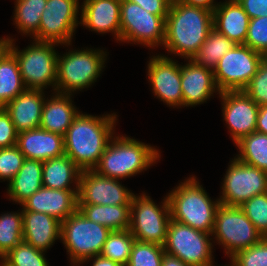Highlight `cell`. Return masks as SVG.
<instances>
[{
    "instance_id": "cell-27",
    "label": "cell",
    "mask_w": 267,
    "mask_h": 266,
    "mask_svg": "<svg viewBox=\"0 0 267 266\" xmlns=\"http://www.w3.org/2000/svg\"><path fill=\"white\" fill-rule=\"evenodd\" d=\"M43 162L25 159L18 173L8 184L9 198L22 204L42 187Z\"/></svg>"
},
{
    "instance_id": "cell-44",
    "label": "cell",
    "mask_w": 267,
    "mask_h": 266,
    "mask_svg": "<svg viewBox=\"0 0 267 266\" xmlns=\"http://www.w3.org/2000/svg\"><path fill=\"white\" fill-rule=\"evenodd\" d=\"M250 19L267 16V0H237Z\"/></svg>"
},
{
    "instance_id": "cell-3",
    "label": "cell",
    "mask_w": 267,
    "mask_h": 266,
    "mask_svg": "<svg viewBox=\"0 0 267 266\" xmlns=\"http://www.w3.org/2000/svg\"><path fill=\"white\" fill-rule=\"evenodd\" d=\"M159 157V151L150 145L130 137L115 136L108 142L93 170L100 175L119 180L146 170Z\"/></svg>"
},
{
    "instance_id": "cell-10",
    "label": "cell",
    "mask_w": 267,
    "mask_h": 266,
    "mask_svg": "<svg viewBox=\"0 0 267 266\" xmlns=\"http://www.w3.org/2000/svg\"><path fill=\"white\" fill-rule=\"evenodd\" d=\"M161 203L158 207L145 193L134 194L129 230L137 241L164 245L171 214L168 198Z\"/></svg>"
},
{
    "instance_id": "cell-42",
    "label": "cell",
    "mask_w": 267,
    "mask_h": 266,
    "mask_svg": "<svg viewBox=\"0 0 267 266\" xmlns=\"http://www.w3.org/2000/svg\"><path fill=\"white\" fill-rule=\"evenodd\" d=\"M18 133L10 114L4 107H0V148L11 147L17 144Z\"/></svg>"
},
{
    "instance_id": "cell-34",
    "label": "cell",
    "mask_w": 267,
    "mask_h": 266,
    "mask_svg": "<svg viewBox=\"0 0 267 266\" xmlns=\"http://www.w3.org/2000/svg\"><path fill=\"white\" fill-rule=\"evenodd\" d=\"M135 237L130 230L112 231L103 245L101 256L126 266L128 263Z\"/></svg>"
},
{
    "instance_id": "cell-38",
    "label": "cell",
    "mask_w": 267,
    "mask_h": 266,
    "mask_svg": "<svg viewBox=\"0 0 267 266\" xmlns=\"http://www.w3.org/2000/svg\"><path fill=\"white\" fill-rule=\"evenodd\" d=\"M234 266H267V237L257 244L236 252L231 258Z\"/></svg>"
},
{
    "instance_id": "cell-4",
    "label": "cell",
    "mask_w": 267,
    "mask_h": 266,
    "mask_svg": "<svg viewBox=\"0 0 267 266\" xmlns=\"http://www.w3.org/2000/svg\"><path fill=\"white\" fill-rule=\"evenodd\" d=\"M171 219L212 234L220 200L212 201L196 177H190L167 195Z\"/></svg>"
},
{
    "instance_id": "cell-2",
    "label": "cell",
    "mask_w": 267,
    "mask_h": 266,
    "mask_svg": "<svg viewBox=\"0 0 267 266\" xmlns=\"http://www.w3.org/2000/svg\"><path fill=\"white\" fill-rule=\"evenodd\" d=\"M212 29V11L171 1L165 19L163 46L170 53L191 59Z\"/></svg>"
},
{
    "instance_id": "cell-6",
    "label": "cell",
    "mask_w": 267,
    "mask_h": 266,
    "mask_svg": "<svg viewBox=\"0 0 267 266\" xmlns=\"http://www.w3.org/2000/svg\"><path fill=\"white\" fill-rule=\"evenodd\" d=\"M108 228L88 220L78 209L61 222L60 240L65 245L73 266L100 255L111 233Z\"/></svg>"
},
{
    "instance_id": "cell-49",
    "label": "cell",
    "mask_w": 267,
    "mask_h": 266,
    "mask_svg": "<svg viewBox=\"0 0 267 266\" xmlns=\"http://www.w3.org/2000/svg\"><path fill=\"white\" fill-rule=\"evenodd\" d=\"M8 39L5 37L0 39V56L8 48Z\"/></svg>"
},
{
    "instance_id": "cell-29",
    "label": "cell",
    "mask_w": 267,
    "mask_h": 266,
    "mask_svg": "<svg viewBox=\"0 0 267 266\" xmlns=\"http://www.w3.org/2000/svg\"><path fill=\"white\" fill-rule=\"evenodd\" d=\"M26 89L18 61L7 48L0 56V107H4Z\"/></svg>"
},
{
    "instance_id": "cell-15",
    "label": "cell",
    "mask_w": 267,
    "mask_h": 266,
    "mask_svg": "<svg viewBox=\"0 0 267 266\" xmlns=\"http://www.w3.org/2000/svg\"><path fill=\"white\" fill-rule=\"evenodd\" d=\"M134 193L122 186L118 179L83 170L79 178L78 204L131 205Z\"/></svg>"
},
{
    "instance_id": "cell-24",
    "label": "cell",
    "mask_w": 267,
    "mask_h": 266,
    "mask_svg": "<svg viewBox=\"0 0 267 266\" xmlns=\"http://www.w3.org/2000/svg\"><path fill=\"white\" fill-rule=\"evenodd\" d=\"M249 21L237 0L217 3L213 11V28L236 44L245 43Z\"/></svg>"
},
{
    "instance_id": "cell-43",
    "label": "cell",
    "mask_w": 267,
    "mask_h": 266,
    "mask_svg": "<svg viewBox=\"0 0 267 266\" xmlns=\"http://www.w3.org/2000/svg\"><path fill=\"white\" fill-rule=\"evenodd\" d=\"M126 1H131L138 4L150 14L158 16H167L170 3L172 0H126Z\"/></svg>"
},
{
    "instance_id": "cell-28",
    "label": "cell",
    "mask_w": 267,
    "mask_h": 266,
    "mask_svg": "<svg viewBox=\"0 0 267 266\" xmlns=\"http://www.w3.org/2000/svg\"><path fill=\"white\" fill-rule=\"evenodd\" d=\"M78 210L88 220L103 225L110 231L129 229L131 205L78 204Z\"/></svg>"
},
{
    "instance_id": "cell-20",
    "label": "cell",
    "mask_w": 267,
    "mask_h": 266,
    "mask_svg": "<svg viewBox=\"0 0 267 266\" xmlns=\"http://www.w3.org/2000/svg\"><path fill=\"white\" fill-rule=\"evenodd\" d=\"M25 159L47 161L64 152V137L41 128L18 133L16 144Z\"/></svg>"
},
{
    "instance_id": "cell-33",
    "label": "cell",
    "mask_w": 267,
    "mask_h": 266,
    "mask_svg": "<svg viewBox=\"0 0 267 266\" xmlns=\"http://www.w3.org/2000/svg\"><path fill=\"white\" fill-rule=\"evenodd\" d=\"M23 241L22 211L0 216V259Z\"/></svg>"
},
{
    "instance_id": "cell-36",
    "label": "cell",
    "mask_w": 267,
    "mask_h": 266,
    "mask_svg": "<svg viewBox=\"0 0 267 266\" xmlns=\"http://www.w3.org/2000/svg\"><path fill=\"white\" fill-rule=\"evenodd\" d=\"M164 253L162 245L135 240L126 266H161Z\"/></svg>"
},
{
    "instance_id": "cell-45",
    "label": "cell",
    "mask_w": 267,
    "mask_h": 266,
    "mask_svg": "<svg viewBox=\"0 0 267 266\" xmlns=\"http://www.w3.org/2000/svg\"><path fill=\"white\" fill-rule=\"evenodd\" d=\"M256 132L267 135V105L259 107Z\"/></svg>"
},
{
    "instance_id": "cell-21",
    "label": "cell",
    "mask_w": 267,
    "mask_h": 266,
    "mask_svg": "<svg viewBox=\"0 0 267 266\" xmlns=\"http://www.w3.org/2000/svg\"><path fill=\"white\" fill-rule=\"evenodd\" d=\"M81 25L97 33L112 32L120 41L121 0H84Z\"/></svg>"
},
{
    "instance_id": "cell-47",
    "label": "cell",
    "mask_w": 267,
    "mask_h": 266,
    "mask_svg": "<svg viewBox=\"0 0 267 266\" xmlns=\"http://www.w3.org/2000/svg\"><path fill=\"white\" fill-rule=\"evenodd\" d=\"M161 266H190L185 264L178 257L164 253Z\"/></svg>"
},
{
    "instance_id": "cell-12",
    "label": "cell",
    "mask_w": 267,
    "mask_h": 266,
    "mask_svg": "<svg viewBox=\"0 0 267 266\" xmlns=\"http://www.w3.org/2000/svg\"><path fill=\"white\" fill-rule=\"evenodd\" d=\"M264 56L244 44L229 50L213 70L219 92L243 90L256 74Z\"/></svg>"
},
{
    "instance_id": "cell-13",
    "label": "cell",
    "mask_w": 267,
    "mask_h": 266,
    "mask_svg": "<svg viewBox=\"0 0 267 266\" xmlns=\"http://www.w3.org/2000/svg\"><path fill=\"white\" fill-rule=\"evenodd\" d=\"M224 176L221 204L240 206L255 195L267 192V172L232 159Z\"/></svg>"
},
{
    "instance_id": "cell-22",
    "label": "cell",
    "mask_w": 267,
    "mask_h": 266,
    "mask_svg": "<svg viewBox=\"0 0 267 266\" xmlns=\"http://www.w3.org/2000/svg\"><path fill=\"white\" fill-rule=\"evenodd\" d=\"M42 90L26 89L5 106L17 133L39 128L45 101Z\"/></svg>"
},
{
    "instance_id": "cell-9",
    "label": "cell",
    "mask_w": 267,
    "mask_h": 266,
    "mask_svg": "<svg viewBox=\"0 0 267 266\" xmlns=\"http://www.w3.org/2000/svg\"><path fill=\"white\" fill-rule=\"evenodd\" d=\"M210 235L171 219L163 248L165 253L178 257L187 265L211 266L213 245Z\"/></svg>"
},
{
    "instance_id": "cell-30",
    "label": "cell",
    "mask_w": 267,
    "mask_h": 266,
    "mask_svg": "<svg viewBox=\"0 0 267 266\" xmlns=\"http://www.w3.org/2000/svg\"><path fill=\"white\" fill-rule=\"evenodd\" d=\"M236 45L233 40L228 39L213 28L190 60L199 66L214 70L219 60Z\"/></svg>"
},
{
    "instance_id": "cell-41",
    "label": "cell",
    "mask_w": 267,
    "mask_h": 266,
    "mask_svg": "<svg viewBox=\"0 0 267 266\" xmlns=\"http://www.w3.org/2000/svg\"><path fill=\"white\" fill-rule=\"evenodd\" d=\"M25 160L17 145L0 148V180L9 182L18 173Z\"/></svg>"
},
{
    "instance_id": "cell-11",
    "label": "cell",
    "mask_w": 267,
    "mask_h": 266,
    "mask_svg": "<svg viewBox=\"0 0 267 266\" xmlns=\"http://www.w3.org/2000/svg\"><path fill=\"white\" fill-rule=\"evenodd\" d=\"M166 17L150 14L134 2L121 0L120 41L151 48L163 45Z\"/></svg>"
},
{
    "instance_id": "cell-5",
    "label": "cell",
    "mask_w": 267,
    "mask_h": 266,
    "mask_svg": "<svg viewBox=\"0 0 267 266\" xmlns=\"http://www.w3.org/2000/svg\"><path fill=\"white\" fill-rule=\"evenodd\" d=\"M106 55L100 49H81L69 51L63 56L58 55L56 92L71 94L91 86L105 67Z\"/></svg>"
},
{
    "instance_id": "cell-35",
    "label": "cell",
    "mask_w": 267,
    "mask_h": 266,
    "mask_svg": "<svg viewBox=\"0 0 267 266\" xmlns=\"http://www.w3.org/2000/svg\"><path fill=\"white\" fill-rule=\"evenodd\" d=\"M43 252L22 241L0 263L4 266H49Z\"/></svg>"
},
{
    "instance_id": "cell-14",
    "label": "cell",
    "mask_w": 267,
    "mask_h": 266,
    "mask_svg": "<svg viewBox=\"0 0 267 266\" xmlns=\"http://www.w3.org/2000/svg\"><path fill=\"white\" fill-rule=\"evenodd\" d=\"M78 0H47L34 40L70 45L78 26Z\"/></svg>"
},
{
    "instance_id": "cell-23",
    "label": "cell",
    "mask_w": 267,
    "mask_h": 266,
    "mask_svg": "<svg viewBox=\"0 0 267 266\" xmlns=\"http://www.w3.org/2000/svg\"><path fill=\"white\" fill-rule=\"evenodd\" d=\"M23 241L46 252L60 238L61 222L49 214L22 211Z\"/></svg>"
},
{
    "instance_id": "cell-18",
    "label": "cell",
    "mask_w": 267,
    "mask_h": 266,
    "mask_svg": "<svg viewBox=\"0 0 267 266\" xmlns=\"http://www.w3.org/2000/svg\"><path fill=\"white\" fill-rule=\"evenodd\" d=\"M78 191L50 189L42 186L21 204L22 211L49 214L63 222L78 209Z\"/></svg>"
},
{
    "instance_id": "cell-48",
    "label": "cell",
    "mask_w": 267,
    "mask_h": 266,
    "mask_svg": "<svg viewBox=\"0 0 267 266\" xmlns=\"http://www.w3.org/2000/svg\"><path fill=\"white\" fill-rule=\"evenodd\" d=\"M95 258L92 266H122L121 264L114 262L108 258H105L101 255L93 256Z\"/></svg>"
},
{
    "instance_id": "cell-32",
    "label": "cell",
    "mask_w": 267,
    "mask_h": 266,
    "mask_svg": "<svg viewBox=\"0 0 267 266\" xmlns=\"http://www.w3.org/2000/svg\"><path fill=\"white\" fill-rule=\"evenodd\" d=\"M46 2L47 0H16L15 24L23 34L30 33L31 37L38 32Z\"/></svg>"
},
{
    "instance_id": "cell-8",
    "label": "cell",
    "mask_w": 267,
    "mask_h": 266,
    "mask_svg": "<svg viewBox=\"0 0 267 266\" xmlns=\"http://www.w3.org/2000/svg\"><path fill=\"white\" fill-rule=\"evenodd\" d=\"M212 235H215L219 245L224 246L229 257L257 244L263 238L240 206L224 204L217 208Z\"/></svg>"
},
{
    "instance_id": "cell-26",
    "label": "cell",
    "mask_w": 267,
    "mask_h": 266,
    "mask_svg": "<svg viewBox=\"0 0 267 266\" xmlns=\"http://www.w3.org/2000/svg\"><path fill=\"white\" fill-rule=\"evenodd\" d=\"M81 170L71 158L65 154L43 162L42 186L50 189L79 190ZM75 180L76 188L70 184Z\"/></svg>"
},
{
    "instance_id": "cell-31",
    "label": "cell",
    "mask_w": 267,
    "mask_h": 266,
    "mask_svg": "<svg viewBox=\"0 0 267 266\" xmlns=\"http://www.w3.org/2000/svg\"><path fill=\"white\" fill-rule=\"evenodd\" d=\"M237 159L247 165L267 172V135L253 132L236 143Z\"/></svg>"
},
{
    "instance_id": "cell-40",
    "label": "cell",
    "mask_w": 267,
    "mask_h": 266,
    "mask_svg": "<svg viewBox=\"0 0 267 266\" xmlns=\"http://www.w3.org/2000/svg\"><path fill=\"white\" fill-rule=\"evenodd\" d=\"M244 45L267 55V16L250 19Z\"/></svg>"
},
{
    "instance_id": "cell-1",
    "label": "cell",
    "mask_w": 267,
    "mask_h": 266,
    "mask_svg": "<svg viewBox=\"0 0 267 266\" xmlns=\"http://www.w3.org/2000/svg\"><path fill=\"white\" fill-rule=\"evenodd\" d=\"M116 120V114L99 117L79 112L64 136L65 155L81 171L93 170L114 137Z\"/></svg>"
},
{
    "instance_id": "cell-7",
    "label": "cell",
    "mask_w": 267,
    "mask_h": 266,
    "mask_svg": "<svg viewBox=\"0 0 267 266\" xmlns=\"http://www.w3.org/2000/svg\"><path fill=\"white\" fill-rule=\"evenodd\" d=\"M8 39V49L16 57L21 77L27 89L44 90L52 85L56 92L57 57L54 47L57 43L36 41L24 50L14 45V39ZM54 46V47H53Z\"/></svg>"
},
{
    "instance_id": "cell-37",
    "label": "cell",
    "mask_w": 267,
    "mask_h": 266,
    "mask_svg": "<svg viewBox=\"0 0 267 266\" xmlns=\"http://www.w3.org/2000/svg\"><path fill=\"white\" fill-rule=\"evenodd\" d=\"M240 207L257 231L267 237V192L253 196Z\"/></svg>"
},
{
    "instance_id": "cell-19",
    "label": "cell",
    "mask_w": 267,
    "mask_h": 266,
    "mask_svg": "<svg viewBox=\"0 0 267 266\" xmlns=\"http://www.w3.org/2000/svg\"><path fill=\"white\" fill-rule=\"evenodd\" d=\"M181 89L183 106H194L206 102L214 92H218L213 70L195 64L189 59L181 65Z\"/></svg>"
},
{
    "instance_id": "cell-17",
    "label": "cell",
    "mask_w": 267,
    "mask_h": 266,
    "mask_svg": "<svg viewBox=\"0 0 267 266\" xmlns=\"http://www.w3.org/2000/svg\"><path fill=\"white\" fill-rule=\"evenodd\" d=\"M153 93L169 106H183L181 65L164 55L153 56L148 64Z\"/></svg>"
},
{
    "instance_id": "cell-16",
    "label": "cell",
    "mask_w": 267,
    "mask_h": 266,
    "mask_svg": "<svg viewBox=\"0 0 267 266\" xmlns=\"http://www.w3.org/2000/svg\"><path fill=\"white\" fill-rule=\"evenodd\" d=\"M219 95L223 100V120L229 126L234 143L256 132L259 106L243 90L224 91Z\"/></svg>"
},
{
    "instance_id": "cell-39",
    "label": "cell",
    "mask_w": 267,
    "mask_h": 266,
    "mask_svg": "<svg viewBox=\"0 0 267 266\" xmlns=\"http://www.w3.org/2000/svg\"><path fill=\"white\" fill-rule=\"evenodd\" d=\"M243 91L260 107L267 105V57L264 56L258 66L256 74L252 77Z\"/></svg>"
},
{
    "instance_id": "cell-25",
    "label": "cell",
    "mask_w": 267,
    "mask_h": 266,
    "mask_svg": "<svg viewBox=\"0 0 267 266\" xmlns=\"http://www.w3.org/2000/svg\"><path fill=\"white\" fill-rule=\"evenodd\" d=\"M55 93L44 101L39 128L64 137L79 111L72 104V94Z\"/></svg>"
},
{
    "instance_id": "cell-46",
    "label": "cell",
    "mask_w": 267,
    "mask_h": 266,
    "mask_svg": "<svg viewBox=\"0 0 267 266\" xmlns=\"http://www.w3.org/2000/svg\"><path fill=\"white\" fill-rule=\"evenodd\" d=\"M172 1H177V2L184 3L190 6L200 7V8L212 11V12L217 6L214 0H172Z\"/></svg>"
}]
</instances>
